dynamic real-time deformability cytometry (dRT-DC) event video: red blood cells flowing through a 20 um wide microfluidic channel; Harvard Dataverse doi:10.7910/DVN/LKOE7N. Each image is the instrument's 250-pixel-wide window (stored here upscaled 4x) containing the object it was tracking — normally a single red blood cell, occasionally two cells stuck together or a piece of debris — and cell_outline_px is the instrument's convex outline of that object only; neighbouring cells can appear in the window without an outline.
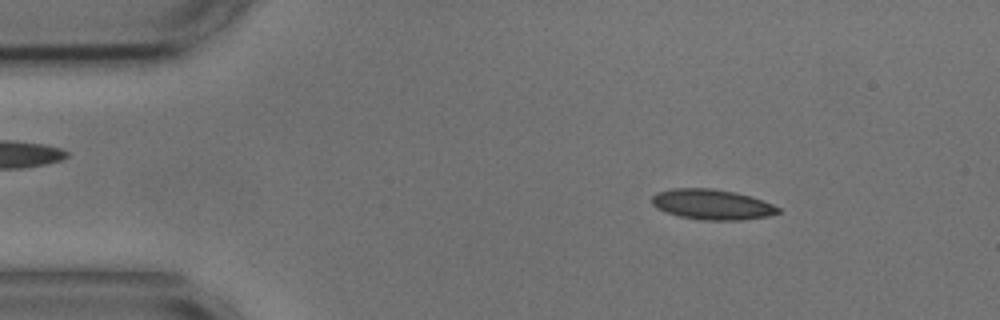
{"species": "common noctule bat (a hibernating species)", "species_latin": "Nyctalus noctula", "temperature_condition": "cold", "stored_images_in_passage": 53, "camera_frame_rate_fps": 3000, "um_per_image_px": 0.085, "animal": {"sex": "male", "body_mass_g": 17.9, "forearm_length_mm": 54.2}, "frame": {"image": 1, "passage_image": 7, "time_ms": 2.0, "image_size_px": [1000, 320], "cell_outline_px": [[780, 212], [768, 216], [744, 220], [704, 220], [680, 216], [656, 208], [652, 204], [652, 196], [656, 192], [672, 188], [712, 188], [736, 192], [772, 204], [780, 208]], "centroid_in_image_um": [60.5, 17.37], "position_along_channel_um": 24.5, "area_um2": 22.2}}
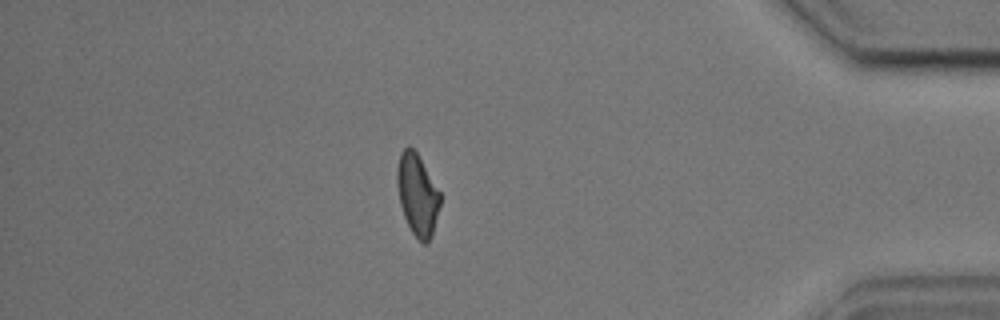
{"frame": {"image": 2, "passage_image": 46, "time_ms": 15.0, "image_size_px": [1000, 320], "cell_outline_px": [[440, 204], [432, 236], [428, 244], [424, 244], [412, 232], [404, 216], [400, 204], [396, 184], [396, 168], [400, 152], [408, 144], [416, 152], [440, 192]], "centroid_in_image_um": [35.46, 16.54], "position_along_channel_um": 399.7, "area_um2": 20.4}, "authors_computed_cell_mechanics": {"area_um2": 21.4438, "velocity_mm_per_s": 3.6559, "shape_relaxation_time_tau1_ms": 9.6761, "shape_relaxation_time_tau2_ms": 2.7109, "deformation_change_tau1": 0.1807, "deformation_change_tau2": 0.0852}}